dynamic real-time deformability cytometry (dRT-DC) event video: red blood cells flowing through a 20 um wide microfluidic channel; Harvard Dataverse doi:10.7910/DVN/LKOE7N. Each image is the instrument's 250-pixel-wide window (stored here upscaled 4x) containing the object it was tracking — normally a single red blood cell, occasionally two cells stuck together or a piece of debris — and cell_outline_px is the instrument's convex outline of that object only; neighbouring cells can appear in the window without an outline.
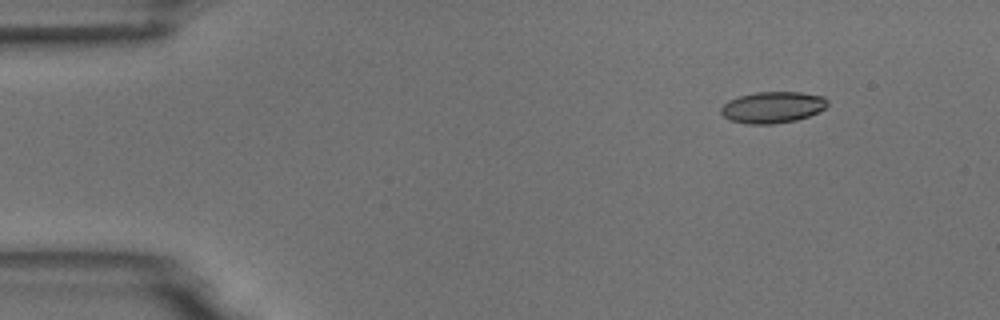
{"species": "common noctule bat (a hibernating species)", "species_latin": "Nyctalus noctula", "temperature_condition": "room temperature", "stored_images_in_passage": 11, "camera_frame_rate_fps": 3000, "um_per_image_px": 0.085, "animal": {"sex": "male", "body_mass_g": 18.8}, "frame": {"image": 1, "passage_image": 2, "time_ms": 2.0, "image_size_px": [1000, 320], "cell_outline_px": [[828, 104], [824, 108], [808, 116], [796, 120], [772, 124], [748, 124], [728, 120], [720, 112], [720, 108], [728, 100], [740, 96], [756, 92], [800, 92], [824, 96], [828, 100]], "centroid_in_image_um": [65.65, 9.12], "position_along_channel_um": 19.4, "area_um2": 19.48}}
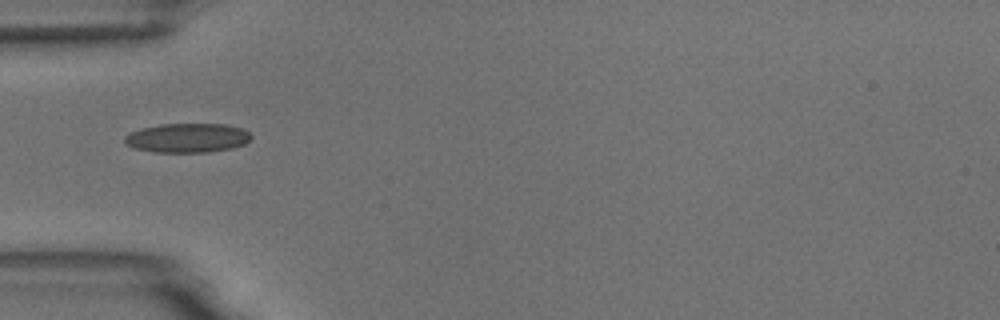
{"frame": {"image": 2, "passage_image": 5, "time_ms": 5.667, "image_size_px": [1000, 320], "cell_outline_px": [[252, 136], [244, 144], [232, 148], [208, 152], [152, 152], [136, 148], [124, 144], [124, 136], [140, 128], [160, 124], [224, 124], [244, 128]], "centroid_in_image_um": [15.91, 11.72], "position_along_channel_um": 69.1, "area_um2": 21.62}}
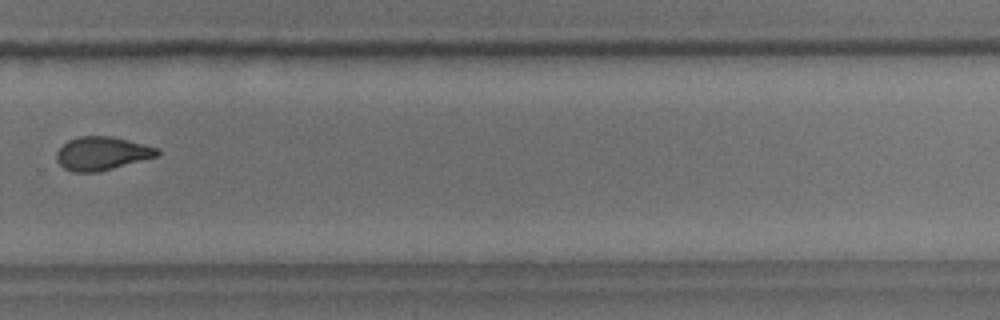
{"frame": {"image": 3, "passage_image": 11, "time_ms": 12.333, "image_size_px": [1000, 320], "cell_outline_px": [[160, 156], [96, 172], [72, 172], [64, 168], [56, 160], [56, 152], [68, 140], [80, 136], [112, 136], [160, 148]], "centroid_in_image_um": [8.69, 13.04], "position_along_channel_um": 321.1, "area_um2": 19.65}}